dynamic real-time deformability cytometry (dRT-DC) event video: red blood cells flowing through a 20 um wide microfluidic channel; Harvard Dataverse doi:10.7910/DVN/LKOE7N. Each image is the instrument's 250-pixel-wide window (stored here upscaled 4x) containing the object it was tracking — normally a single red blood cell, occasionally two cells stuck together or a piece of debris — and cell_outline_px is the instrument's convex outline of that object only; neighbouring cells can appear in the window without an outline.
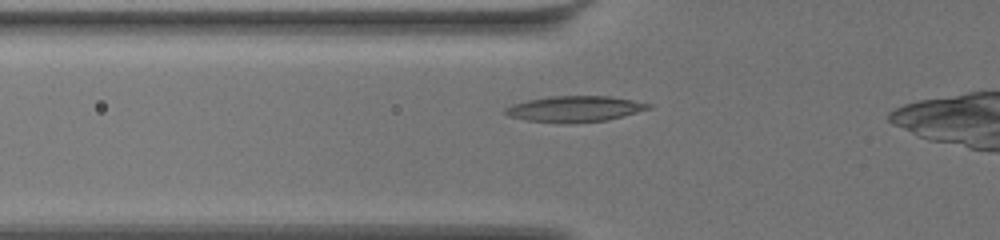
{"species": "common noctule bat (a hibernating species)", "species_latin": "Nyctalus noctula", "temperature_condition": "warm", "stored_images_in_passage": 37, "camera_frame_rate_fps": 3000, "um_per_image_px": 0.085, "animal": {"sex": "female", "body_mass_g": 19.5, "forearm_length_mm": 54.1}, "frame": {"image": 1, "passage_image": 5, "time_ms": 1.333, "image_size_px": [1000, 240], "cell_outline_px": [[652, 108], [608, 120], [572, 124], [560, 124], [528, 120], [508, 116], [504, 112], [504, 108], [512, 104], [528, 100], [548, 96], [608, 96], [632, 100], [652, 104]], "centroid_in_image_um": [48.84, 9.27], "position_along_channel_um": 77.0, "area_um2": 21.85}}
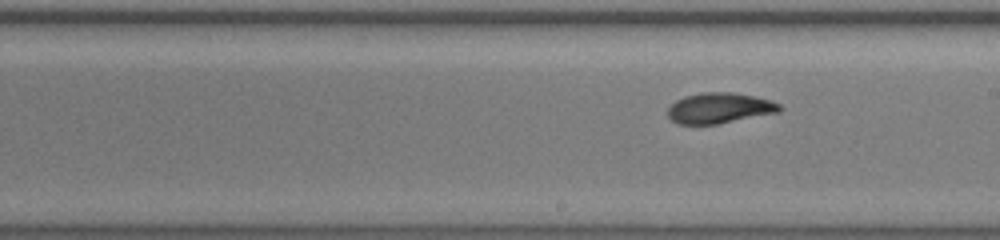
{"frame": {"image": 2, "passage_image": 18, "time_ms": 5.667, "image_size_px": [1000, 240], "cell_outline_px": [[784, 108], [780, 112], [716, 124], [676, 124], [668, 116], [668, 108], [676, 100], [684, 96], [704, 92], [732, 92], [756, 96], [772, 100], [780, 104]], "centroid_in_image_um": [61.19, 9.18], "position_along_channel_um": 227.8, "area_um2": 20.06}}
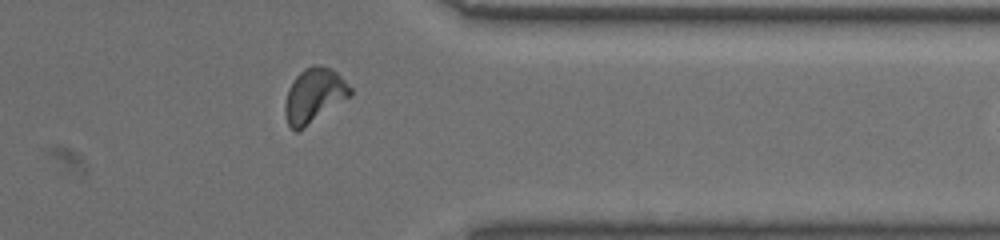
{"frame": {"image": 3, "passage_image": 32, "time_ms": 10.333, "image_size_px": [1000, 240], "cell_outline_px": [[352, 96], [296, 132], [288, 124], [284, 116], [284, 104], [288, 88], [296, 76], [304, 68], [312, 64], [316, 64], [332, 68], [352, 88]], "centroid_in_image_um": [26.69, 8.09], "position_along_channel_um": 384.7, "area_um2": 20.75}, "authors_computed_cell_mechanics": {"area_um2": 19.941, "velocity_mm_per_s": 3.4748, "shape_relaxation_time_tau1_ms": 3.557, "shape_relaxation_time_tau2_ms": 1.8817, "deformation_change_tau1": 0.1588, "deformation_change_tau2": 0.0583}}